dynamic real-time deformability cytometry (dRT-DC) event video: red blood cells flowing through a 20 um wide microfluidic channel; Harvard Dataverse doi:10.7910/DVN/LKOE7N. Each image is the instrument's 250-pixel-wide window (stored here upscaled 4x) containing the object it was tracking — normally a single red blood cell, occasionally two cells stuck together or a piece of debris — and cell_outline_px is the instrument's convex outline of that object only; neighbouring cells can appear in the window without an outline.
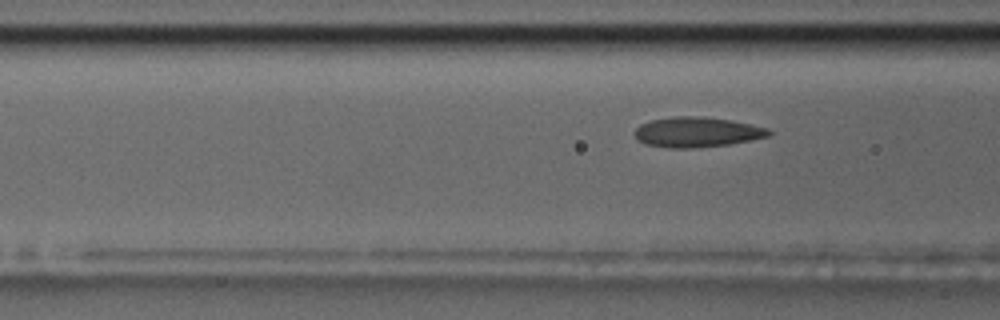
{"species": "common noctule bat (a hibernating species)", "species_latin": "Nyctalus noctula", "temperature_condition": "room temperature", "stored_images_in_passage": 5, "camera_frame_rate_fps": 3000, "um_per_image_px": 0.085, "animal": {"sex": "male", "body_mass_g": 17.5, "forearm_length_mm": 52.3}, "frame": {"image": 1, "passage_image": 5, "time_ms": 5.667, "image_size_px": [1000, 320], "cell_outline_px": [[772, 132], [768, 136], [752, 140], [728, 144], [692, 148], [668, 148], [644, 144], [636, 140], [632, 132], [640, 124], [652, 120], [676, 116], [700, 116], [732, 120], [768, 128]], "centroid_in_image_um": [59.19, 11.23], "position_along_channel_um": 107.4, "area_um2": 23.7}}